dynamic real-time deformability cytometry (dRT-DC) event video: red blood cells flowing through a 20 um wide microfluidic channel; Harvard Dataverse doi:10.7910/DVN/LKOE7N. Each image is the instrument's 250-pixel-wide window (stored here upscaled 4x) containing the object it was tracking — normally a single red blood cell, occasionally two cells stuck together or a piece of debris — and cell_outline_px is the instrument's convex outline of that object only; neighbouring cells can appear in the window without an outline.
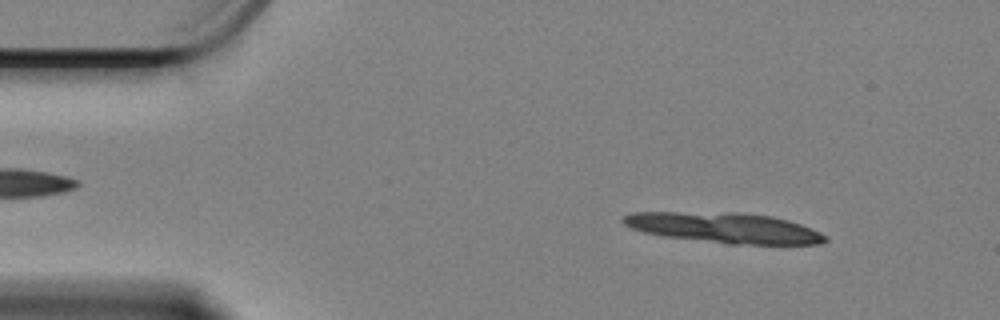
{"species": "Egyptian fruit bat (a non-hibernating species)", "species_latin": "Rousettus aegyptiacus", "temperature_condition": "cold", "stored_images_in_passage": 14, "camera_frame_rate_fps": 3000, "um_per_image_px": 0.085, "animal": {"sex": "female"}, "frame": {"image": 1, "passage_image": 6, "time_ms": 1.667, "image_size_px": [1000, 320], "cell_outline_px": [[828, 240], [820, 244], [728, 244], [664, 236], [644, 232], [632, 228], [624, 224], [620, 220], [624, 216], [632, 212], [680, 212], [772, 216], [788, 220], [800, 224], [820, 232], [828, 236]], "centroid_in_image_um": [61.56, 19.39], "position_along_channel_um": 23.4, "area_um2": 35.03}}